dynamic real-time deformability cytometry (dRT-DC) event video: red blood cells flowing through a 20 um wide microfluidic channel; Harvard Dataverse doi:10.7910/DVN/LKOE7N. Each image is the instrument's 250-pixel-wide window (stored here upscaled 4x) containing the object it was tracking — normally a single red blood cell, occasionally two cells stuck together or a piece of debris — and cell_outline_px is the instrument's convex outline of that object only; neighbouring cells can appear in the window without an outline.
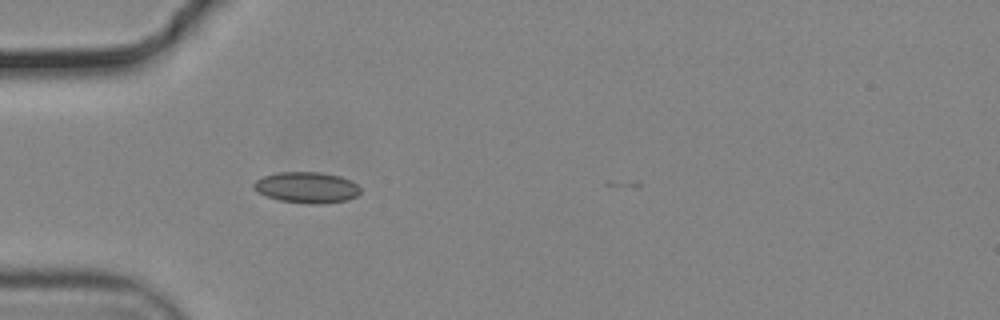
{"species": "common noctule bat (a hibernating species)", "species_latin": "Nyctalus noctula", "temperature_condition": "cold", "stored_images_in_passage": 5, "camera_frame_rate_fps": 3000, "um_per_image_px": 0.085, "animal": {"sex": "male", "body_mass_g": 19.2, "forearm_length_mm": 51.8}, "frame": {"image": 1, "passage_image": 1, "time_ms": 0.0, "image_size_px": [1000, 320], "cell_outline_px": [[360, 192], [356, 196], [348, 200], [316, 204], [280, 200], [268, 196], [252, 188], [252, 184], [256, 180], [264, 176], [280, 172], [320, 172], [340, 176], [356, 184], [360, 188]], "centroid_in_image_um": [26.07, 15.92], "position_along_channel_um": 58.9, "area_um2": 18.96}}
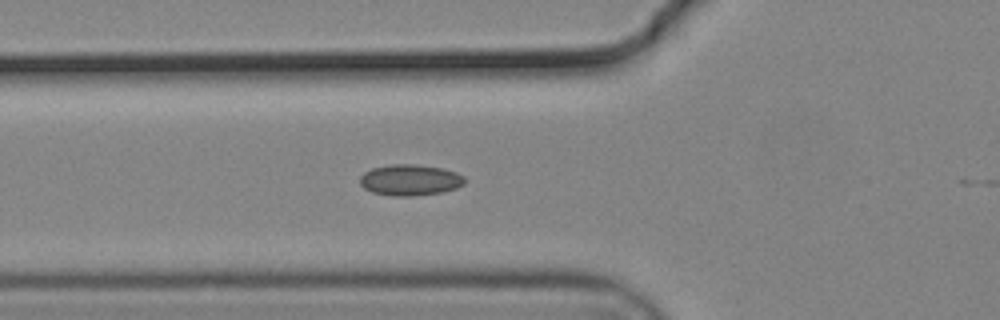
{"frame": {"image": 2, "passage_image": 4, "time_ms": 1.0, "image_size_px": [1000, 320], "cell_outline_px": [[464, 184], [456, 188], [444, 192], [412, 196], [396, 196], [372, 192], [364, 188], [360, 184], [360, 176], [364, 172], [372, 168], [392, 164], [412, 164], [440, 168], [456, 172], [464, 176]], "centroid_in_image_um": [34.85, 15.3], "position_along_channel_um": 91.0, "area_um2": 18.9}}